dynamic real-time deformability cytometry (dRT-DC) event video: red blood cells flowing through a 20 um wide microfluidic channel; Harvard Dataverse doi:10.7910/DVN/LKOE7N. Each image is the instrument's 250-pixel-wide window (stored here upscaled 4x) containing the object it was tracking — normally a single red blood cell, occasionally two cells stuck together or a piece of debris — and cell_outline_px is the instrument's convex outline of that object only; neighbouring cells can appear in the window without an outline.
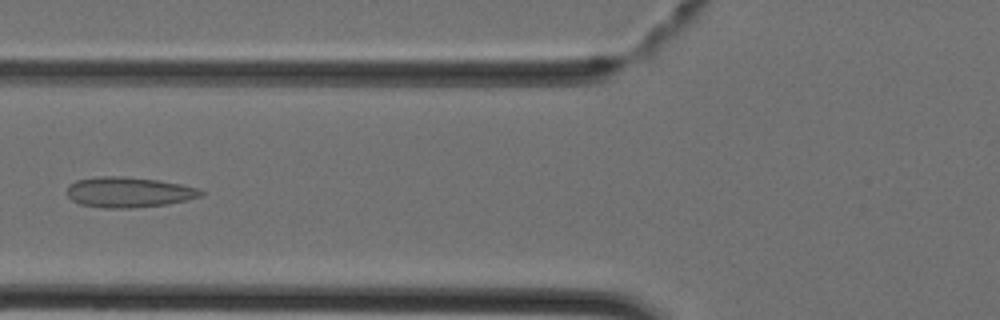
{"species": "Egyptian fruit bat (a non-hibernating species)", "species_latin": "Rousettus aegyptiacus", "temperature_condition": "cold", "stored_images_in_passage": 42, "camera_frame_rate_fps": 3000, "um_per_image_px": 0.085, "animal": {"sex": "female"}, "frame": {"image": 1, "passage_image": 15, "time_ms": 4.667, "image_size_px": [1000, 320], "cell_outline_px": [[204, 192], [200, 196], [168, 204], [132, 208], [104, 208], [80, 204], [72, 200], [64, 192], [68, 184], [76, 180], [100, 176], [124, 176], [160, 180], [200, 188]], "centroid_in_image_um": [10.89, 16.33], "position_along_channel_um": 114.9, "area_um2": 23.93}}
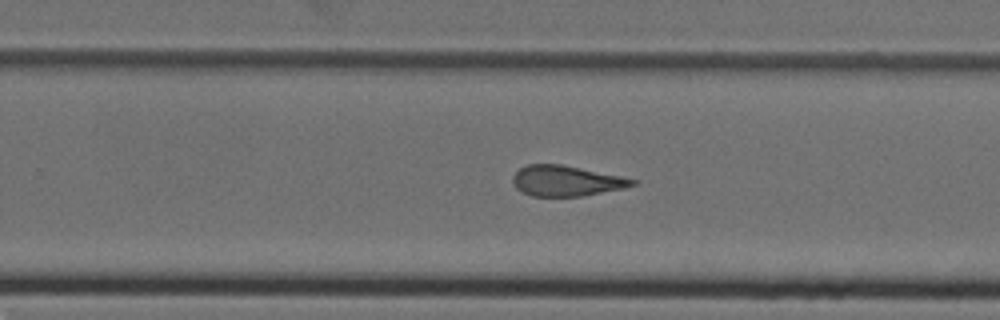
{"frame": {"image": 2, "passage_image": 26, "time_ms": 8.333, "image_size_px": [1000, 320], "cell_outline_px": [[640, 180], [636, 184], [624, 188], [584, 196], [532, 196], [516, 188], [512, 184], [512, 176], [520, 168], [528, 164], [560, 164]], "centroid_in_image_um": [48.13, 15.37], "position_along_channel_um": 281.7, "area_um2": 21.21}}
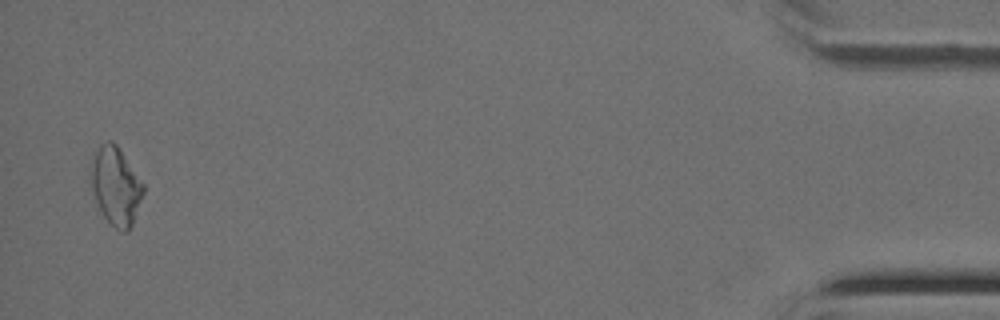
{"frame": {"image": 3, "passage_image": 41, "time_ms": 13.333, "image_size_px": [1000, 320], "cell_outline_px": [[144, 192], [132, 224], [128, 232], [120, 232], [100, 212], [92, 188], [92, 160], [100, 144], [108, 140], [112, 140], [120, 148], [144, 184]], "centroid_in_image_um": [9.87, 15.81], "position_along_channel_um": 425.3, "area_um2": 23.52}}